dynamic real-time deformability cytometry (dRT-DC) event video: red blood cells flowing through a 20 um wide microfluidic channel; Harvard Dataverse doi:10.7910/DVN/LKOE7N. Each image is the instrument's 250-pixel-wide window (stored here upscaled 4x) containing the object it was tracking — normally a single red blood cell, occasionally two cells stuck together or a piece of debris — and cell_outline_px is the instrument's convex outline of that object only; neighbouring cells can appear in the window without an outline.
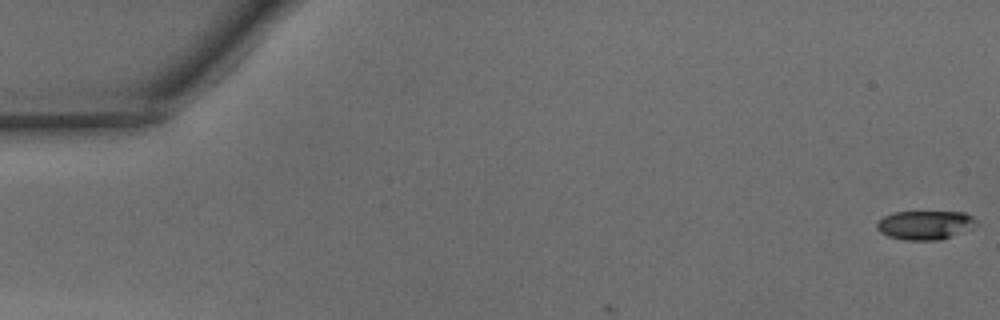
{"species": "common noctule bat (a hibernating species)", "species_latin": "Nyctalus noctula", "temperature_condition": "warm", "stored_images_in_passage": 4, "camera_frame_rate_fps": 3000, "um_per_image_px": 0.085, "animal": {"sex": "male", "body_mass_g": 15.6}, "frame": {"image": 1, "passage_image": 1, "time_ms": 0.0, "image_size_px": [1000, 320], "cell_outline_px": [[980, 224], [972, 228], [940, 240], [904, 240], [888, 236], [880, 232], [876, 228], [876, 224], [884, 216], [892, 212], [964, 212], [972, 216]], "centroid_in_image_um": [78.64, 19.12], "position_along_channel_um": 6.4, "area_um2": 16.82}}